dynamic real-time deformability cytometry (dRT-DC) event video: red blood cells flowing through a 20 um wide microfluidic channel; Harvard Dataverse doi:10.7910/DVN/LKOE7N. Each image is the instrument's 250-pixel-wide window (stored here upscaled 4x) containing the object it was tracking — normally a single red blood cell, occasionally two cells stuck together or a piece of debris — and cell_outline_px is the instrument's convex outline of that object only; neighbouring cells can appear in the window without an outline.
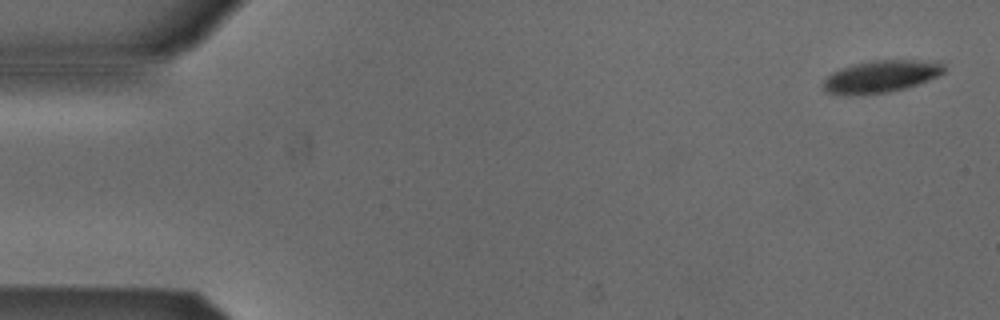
{"species": "Egyptian fruit bat (a non-hibernating species)", "species_latin": "Rousettus aegyptiacus", "temperature_condition": "cold", "stored_images_in_passage": 53, "camera_frame_rate_fps": 3000, "um_per_image_px": 0.085, "animal": {"sex": "male"}, "frame": {"image": 1, "passage_image": 2, "time_ms": 0.333, "image_size_px": [1000, 320], "cell_outline_px": [[944, 72], [928, 80], [904, 88], [888, 92], [844, 96], [824, 92], [824, 80], [832, 72], [840, 68], [872, 60], [940, 60], [944, 64]], "centroid_in_image_um": [74.88, 6.49], "position_along_channel_um": 10.1, "area_um2": 22.72}}
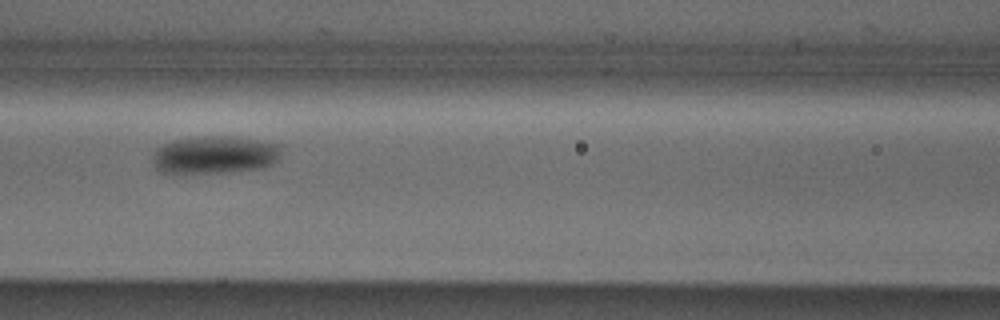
{"frame": {"image": 2, "passage_image": 23, "time_ms": 7.333, "image_size_px": [1000, 320], "cell_outline_px": [[284, 144], [280, 156], [272, 164], [264, 168], [224, 172], [164, 172], [156, 168], [152, 160], [152, 152], [156, 148], [172, 140], [204, 136], [228, 136]], "centroid_in_image_um": [18.29, 13.14], "position_along_channel_um": 148.3, "area_um2": 28.32}}
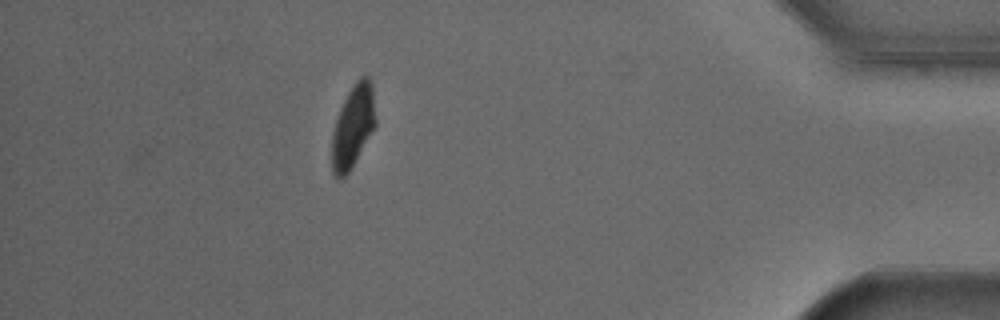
{"frame": {"image": 3, "passage_image": 47, "time_ms": 15.333, "image_size_px": [1000, 320], "cell_outline_px": [[376, 124], [348, 172], [340, 180], [336, 180], [332, 172], [332, 132], [340, 108], [352, 84], [360, 76], [368, 76], [372, 84], [376, 116]], "centroid_in_image_um": [29.99, 10.71], "position_along_channel_um": 405.2, "area_um2": 20.92}, "authors_computed_cell_mechanics": {"area_um2": 24.2182, "velocity_mm_per_s": 3.8496, "shape_relaxation_time_tau1_ms": 4.8749, "shape_relaxation_time_tau2_ms": null, "deformation_change_tau1": 0.1645, "deformation_change_tau2": null}}